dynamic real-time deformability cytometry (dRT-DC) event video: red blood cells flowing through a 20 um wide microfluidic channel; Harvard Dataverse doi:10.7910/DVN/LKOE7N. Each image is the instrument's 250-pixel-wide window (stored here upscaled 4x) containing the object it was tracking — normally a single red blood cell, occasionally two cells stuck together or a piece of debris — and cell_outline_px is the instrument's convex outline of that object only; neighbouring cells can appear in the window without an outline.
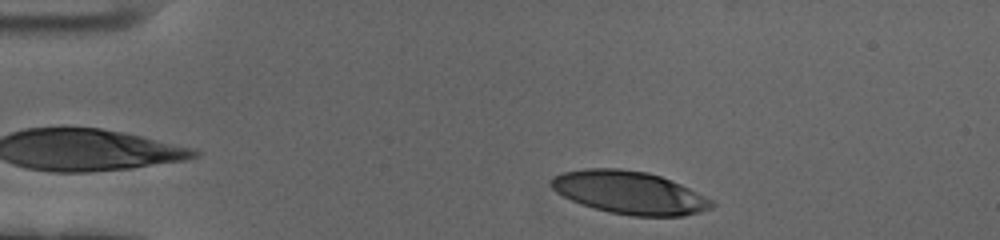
{"species": "human", "species_latin": "Homo sapiens", "temperature_condition": "cold", "stored_images_in_passage": 40, "camera_frame_rate_fps": 3000, "um_per_image_px": 0.085, "donor": {"sex": "female"}, "frame": {"image": 1, "passage_image": 2, "time_ms": 0.333, "image_size_px": [1000, 240], "cell_outline_px": [[716, 204], [712, 208], [700, 212], [684, 216], [632, 216], [608, 212], [572, 200], [556, 192], [548, 184], [552, 176], [560, 172], [584, 168], [620, 168], [648, 172], [660, 176], [680, 184], [712, 200]], "centroid_in_image_um": [53.48, 16.36], "position_along_channel_um": 31.5, "area_um2": 40.11}}
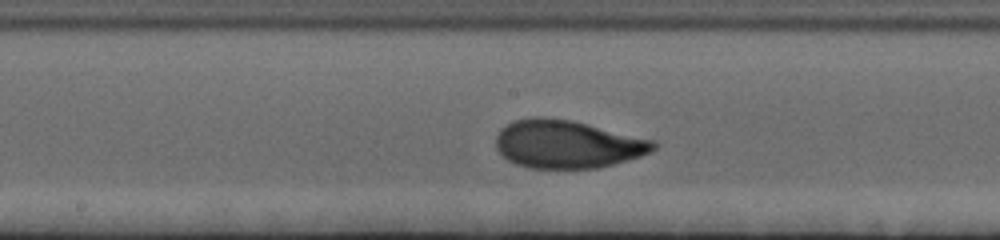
{"frame": {"image": 2, "passage_image": 22, "time_ms": 7.0, "image_size_px": [1000, 240], "cell_outline_px": [[660, 144], [652, 152], [640, 156], [612, 164], [596, 168], [528, 168], [516, 164], [508, 160], [496, 148], [496, 136], [500, 128], [512, 120], [532, 116], [540, 116], [572, 120], [656, 140]], "centroid_in_image_um": [48.23, 12.23], "position_along_channel_um": 200.0, "area_um2": 44.51}}
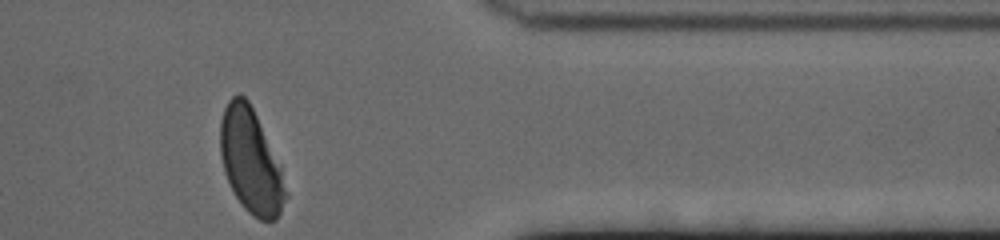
{"frame": {"image": 3, "passage_image": 40, "time_ms": 13.0, "image_size_px": [1000, 240], "cell_outline_px": [[288, 196], [276, 220], [260, 220], [252, 216], [244, 208], [236, 196], [224, 172], [220, 156], [220, 120], [224, 108], [228, 100], [232, 96], [240, 92], [248, 100], [256, 116], [280, 168], [288, 192]], "centroid_in_image_um": [21.29, 13.71], "position_along_channel_um": 390.1, "area_um2": 39.3}, "authors_computed_cell_mechanics": {"area_um2": 42.1073, "velocity_mm_per_s": 3.4325, "shape_relaxation_time_tau1_ms": 3.4557, "shape_relaxation_time_tau2_ms": 0.9738, "deformation_change_tau1": 0.1919, "deformation_change_tau2": 0.061}}